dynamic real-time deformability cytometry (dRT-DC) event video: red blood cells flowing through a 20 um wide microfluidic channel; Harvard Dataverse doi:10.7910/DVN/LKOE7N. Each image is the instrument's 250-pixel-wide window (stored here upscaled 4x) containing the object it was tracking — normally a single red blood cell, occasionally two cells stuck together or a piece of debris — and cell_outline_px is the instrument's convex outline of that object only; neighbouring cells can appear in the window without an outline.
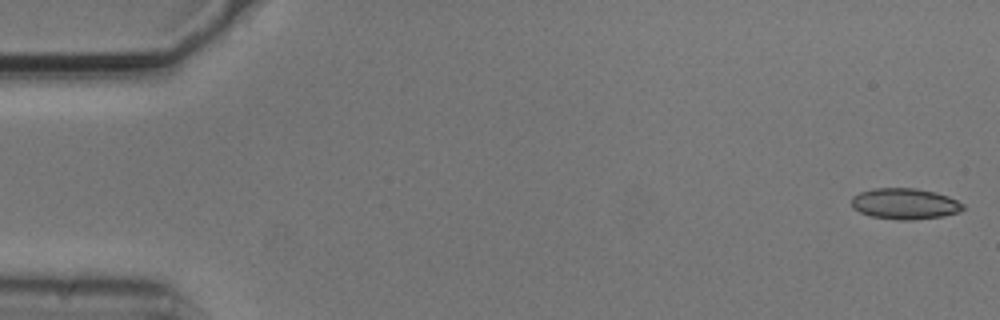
{"species": "common noctule bat (a hibernating species)", "species_latin": "Nyctalus noctula", "temperature_condition": "cold", "stored_images_in_passage": 15, "camera_frame_rate_fps": 3000, "um_per_image_px": 0.085, "animal": {"sex": "male", "body_mass_g": 20.5, "forearm_length_mm": 52.5}, "frame": {"image": 1, "passage_image": 1, "time_ms": 0.0, "image_size_px": [1000, 320], "cell_outline_px": [[964, 208], [960, 212], [944, 216], [912, 220], [896, 220], [872, 216], [860, 212], [852, 208], [852, 196], [860, 192], [872, 188], [916, 188], [936, 192], [948, 196], [964, 204]], "centroid_in_image_um": [76.92, 17.32], "position_along_channel_um": 8.1, "area_um2": 20.29}}
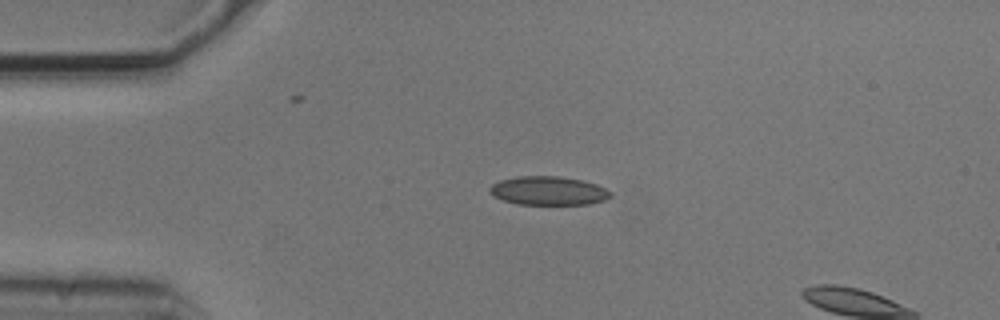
{"frame": {"image": 2, "passage_image": 12, "time_ms": 3.667, "image_size_px": [1000, 320], "cell_outline_px": [[612, 196], [604, 200], [588, 204], [516, 204], [492, 196], [488, 192], [488, 188], [492, 184], [500, 180], [516, 176], [560, 176], [580, 180], [596, 184], [612, 192]], "centroid_in_image_um": [46.57, 16.21], "position_along_channel_um": 38.4, "area_um2": 20.29}}